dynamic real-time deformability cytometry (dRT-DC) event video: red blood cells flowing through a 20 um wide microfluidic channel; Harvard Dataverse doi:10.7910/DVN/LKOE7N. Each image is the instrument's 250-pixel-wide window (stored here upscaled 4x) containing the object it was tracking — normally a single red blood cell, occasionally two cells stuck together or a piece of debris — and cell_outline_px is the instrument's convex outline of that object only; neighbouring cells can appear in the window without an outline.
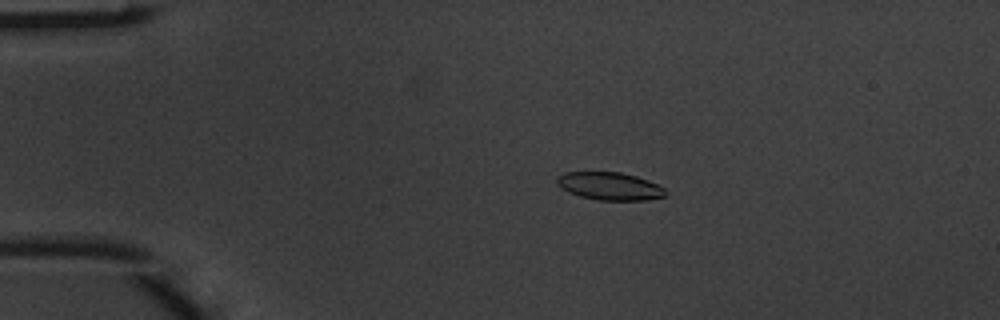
{"species": "common noctule bat (a hibernating species)", "species_latin": "Nyctalus noctula", "temperature_condition": "warm", "stored_images_in_passage": 3, "camera_frame_rate_fps": 3000, "um_per_image_px": 0.085, "animal": {"sex": "male", "body_mass_g": 20.1, "forearm_length_mm": 53.5}, "frame": {"image": 1, "passage_image": 2, "time_ms": 0.333, "image_size_px": [1000, 320], "cell_outline_px": [[668, 192], [664, 196], [648, 200], [600, 200], [580, 196], [568, 192], [556, 184], [556, 176], [564, 172], [620, 172], [636, 176], [648, 180], [664, 188]], "centroid_in_image_um": [51.81, 15.82], "position_along_channel_um": 33.2, "area_um2": 17.63}}